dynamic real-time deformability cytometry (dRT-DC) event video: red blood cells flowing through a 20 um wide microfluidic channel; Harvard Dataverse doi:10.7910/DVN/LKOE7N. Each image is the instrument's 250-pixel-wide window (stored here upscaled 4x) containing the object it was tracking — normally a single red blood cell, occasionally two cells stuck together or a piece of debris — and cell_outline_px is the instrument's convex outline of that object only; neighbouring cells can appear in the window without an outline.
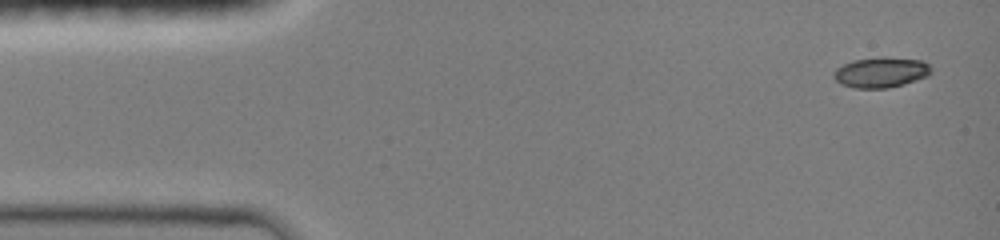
{"species": "common noctule bat (a hibernating species)", "species_latin": "Nyctalus noctula", "temperature_condition": "room temperature", "stored_images_in_passage": 11, "camera_frame_rate_fps": 3000, "um_per_image_px": 0.085, "animal": {"sex": "female", "body_mass_g": 19.0, "forearm_length_mm": 51.5}, "frame": {"image": 1, "passage_image": 1, "time_ms": 0.0, "image_size_px": [1000, 240], "cell_outline_px": [[932, 72], [928, 76], [904, 84], [888, 88], [856, 88], [840, 84], [832, 76], [832, 72], [836, 68], [852, 60], [880, 56], [884, 56], [920, 60], [928, 64], [932, 68]], "centroid_in_image_um": [74.87, 6.14], "position_along_channel_um": 10.1, "area_um2": 17.51}}
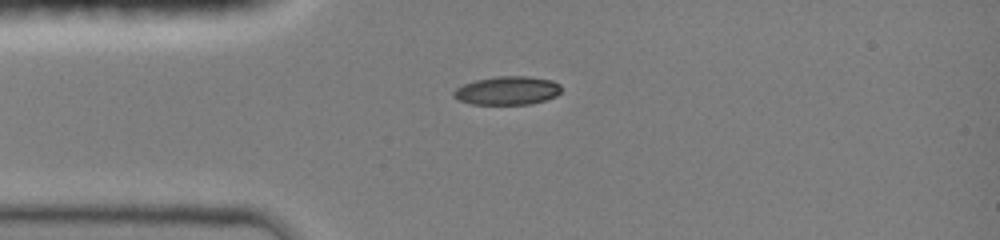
{"frame": {"image": 2, "passage_image": 7, "time_ms": 3.0, "image_size_px": [1000, 240], "cell_outline_px": [[560, 92], [556, 96], [544, 100], [528, 104], [472, 104], [460, 100], [452, 96], [452, 92], [456, 88], [464, 84], [476, 80], [496, 76], [528, 76], [552, 80], [560, 84]], "centroid_in_image_um": [43.11, 7.69], "position_along_channel_um": 41.9, "area_um2": 17.8}}
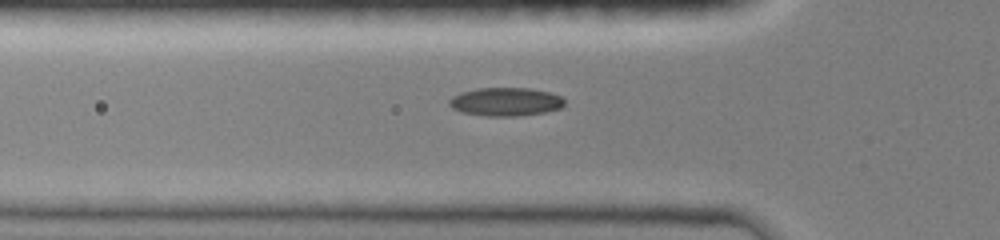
{"frame": {"image": 3, "passage_image": 10, "time_ms": 4.333, "image_size_px": [1000, 240], "cell_outline_px": [[564, 104], [560, 108], [544, 112], [516, 116], [488, 116], [464, 112], [452, 108], [448, 104], [448, 100], [452, 96], [460, 92], [476, 88], [528, 88], [548, 92], [560, 96], [564, 100]], "centroid_in_image_um": [42.94, 8.64], "position_along_channel_um": 82.9, "area_um2": 18.96}}